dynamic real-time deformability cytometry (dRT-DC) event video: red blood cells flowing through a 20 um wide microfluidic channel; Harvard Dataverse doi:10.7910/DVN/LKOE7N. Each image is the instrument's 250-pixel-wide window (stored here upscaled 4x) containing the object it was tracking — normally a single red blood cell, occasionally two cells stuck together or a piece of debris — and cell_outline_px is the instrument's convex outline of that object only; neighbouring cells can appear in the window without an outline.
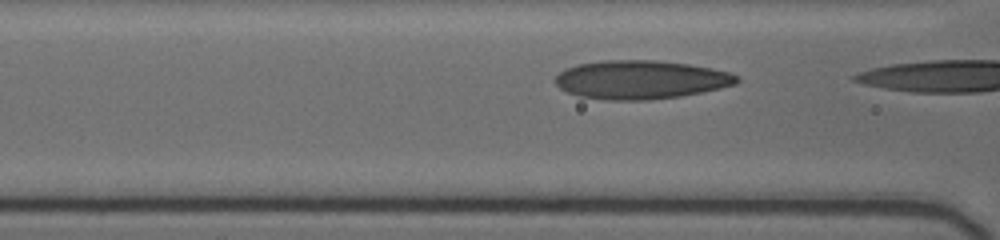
{"species": "human", "species_latin": "Homo sapiens", "temperature_condition": "cold", "stored_images_in_passage": 5, "camera_frame_rate_fps": 3000, "um_per_image_px": 0.085, "donor": {"sex": "female"}, "frame": {"image": 1, "passage_image": 4, "time_ms": 2.0, "image_size_px": [1000, 240], "cell_outline_px": [[740, 80], [736, 84], [720, 88], [680, 96], [648, 100], [604, 100], [580, 96], [568, 92], [560, 88], [556, 84], [556, 76], [564, 68], [576, 64], [604, 60], [656, 60], [688, 64], [712, 68], [728, 72], [736, 76]], "centroid_in_image_um": [54.43, 6.77], "position_along_channel_um": 112.2, "area_um2": 40.81}}